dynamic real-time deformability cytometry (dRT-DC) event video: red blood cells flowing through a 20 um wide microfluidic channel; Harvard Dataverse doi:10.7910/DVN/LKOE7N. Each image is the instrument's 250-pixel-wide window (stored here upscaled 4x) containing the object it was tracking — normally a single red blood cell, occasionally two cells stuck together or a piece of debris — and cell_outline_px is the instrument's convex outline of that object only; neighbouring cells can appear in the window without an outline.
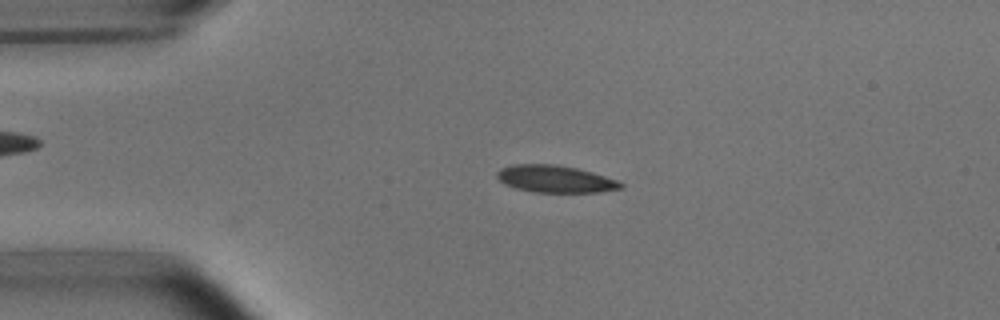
{"species": "common noctule bat (a hibernating species)", "species_latin": "Nyctalus noctula", "temperature_condition": "room temperature", "stored_images_in_passage": 2, "camera_frame_rate_fps": 3000, "um_per_image_px": 0.085, "animal": {"sex": "male", "body_mass_g": 15.6}, "frame": {"image": 1, "passage_image": 2, "time_ms": 1.0, "image_size_px": [1000, 320], "cell_outline_px": [[624, 188], [600, 192], [532, 192], [516, 188], [504, 184], [496, 176], [496, 172], [500, 168], [512, 164], [556, 164], [576, 168], [592, 172], [616, 180], [624, 184]], "centroid_in_image_um": [47.17, 15.21], "position_along_channel_um": 37.8, "area_um2": 19.65}}